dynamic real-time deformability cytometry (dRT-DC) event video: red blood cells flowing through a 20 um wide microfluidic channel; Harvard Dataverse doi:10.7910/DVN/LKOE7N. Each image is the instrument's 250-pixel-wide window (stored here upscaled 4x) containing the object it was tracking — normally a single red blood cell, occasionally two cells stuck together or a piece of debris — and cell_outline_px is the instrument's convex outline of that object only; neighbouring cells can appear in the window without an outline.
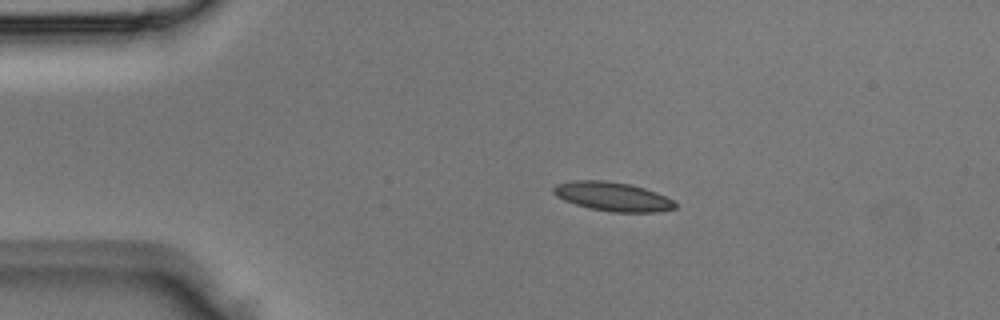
{"species": "Egyptian fruit bat (a non-hibernating species)", "species_latin": "Rousettus aegyptiacus", "temperature_condition": "room temperature", "stored_images_in_passage": 3, "camera_frame_rate_fps": 3000, "um_per_image_px": 0.085, "animal": {"sex": "male"}, "frame": {"image": 1, "passage_image": 2, "time_ms": 0.333, "image_size_px": [1000, 320], "cell_outline_px": [[676, 208], [656, 212], [612, 212], [588, 208], [564, 200], [556, 196], [552, 192], [552, 188], [556, 184], [572, 180], [604, 180], [628, 184], [644, 188], [656, 192], [672, 200], [676, 204]], "centroid_in_image_um": [52.03, 16.7], "position_along_channel_um": 33.0, "area_um2": 20.52}}